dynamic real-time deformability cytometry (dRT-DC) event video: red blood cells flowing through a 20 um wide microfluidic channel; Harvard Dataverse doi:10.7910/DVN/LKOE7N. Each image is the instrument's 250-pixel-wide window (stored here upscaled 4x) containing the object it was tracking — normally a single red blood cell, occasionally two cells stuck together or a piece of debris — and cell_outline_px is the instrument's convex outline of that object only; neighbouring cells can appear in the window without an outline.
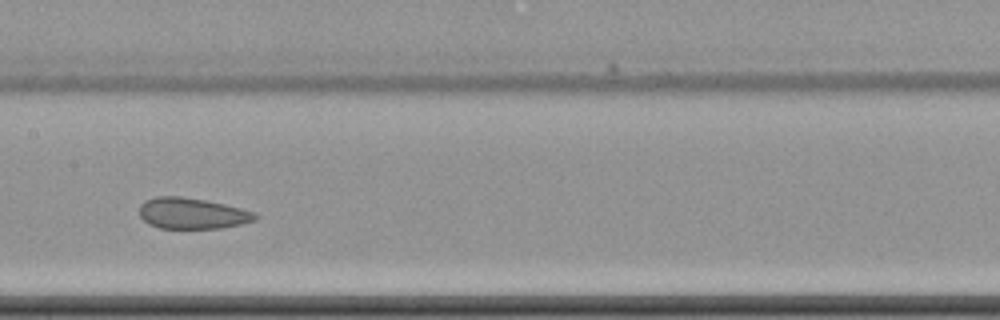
{"species": "common noctule bat (a hibernating species)", "species_latin": "Nyctalus noctula", "temperature_condition": "cold", "stored_images_in_passage": 14, "camera_frame_rate_fps": 3000, "um_per_image_px": 0.085, "animal": {"sex": "female", "body_mass_g": 22.7, "forearm_length_mm": 54.2}, "frame": {"image": 1, "passage_image": 7, "time_ms": 8.0, "image_size_px": [1000, 320], "cell_outline_px": [[260, 216], [256, 220], [240, 224], [220, 228], [160, 228], [148, 224], [140, 216], [140, 204], [144, 200], [156, 196], [180, 196], [204, 200], [224, 204], [256, 212]], "centroid_in_image_um": [16.33, 18.13], "position_along_channel_um": 191.1, "area_um2": 20.98}}
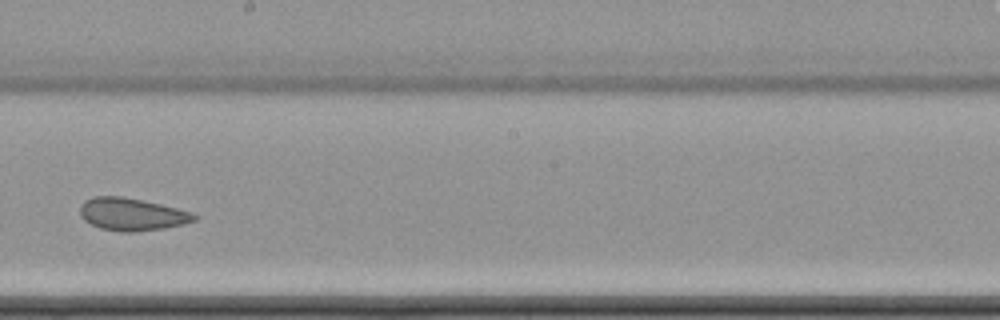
{"frame": {"image": 2, "passage_image": 8, "time_ms": 9.333, "image_size_px": [1000, 320], "cell_outline_px": [[200, 216], [196, 220], [184, 224], [164, 228], [136, 232], [120, 232], [100, 228], [84, 220], [80, 216], [80, 204], [84, 200], [92, 196], [124, 196], [160, 204], [192, 212]], "centroid_in_image_um": [11.2, 18.21], "position_along_channel_um": 237.0, "area_um2": 21.91}}
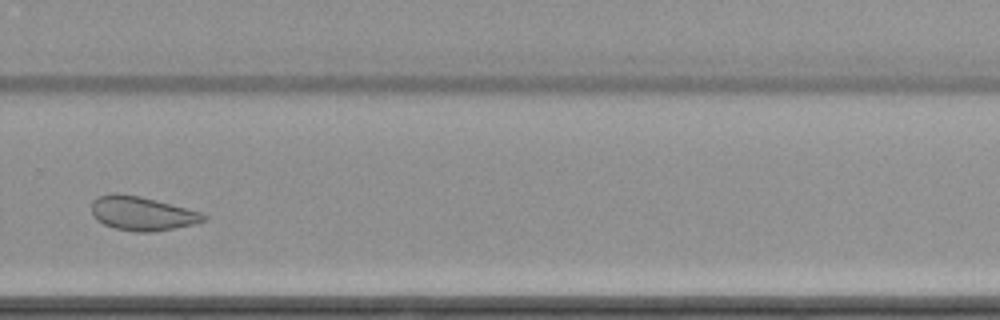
{"frame": {"image": 3, "passage_image": 10, "time_ms": 11.667, "image_size_px": [1000, 320], "cell_outline_px": [[208, 220], [196, 224], [152, 232], [136, 232], [116, 228], [104, 224], [96, 220], [92, 212], [92, 200], [96, 196], [108, 192], [116, 192], [140, 196], [156, 200], [200, 212], [208, 216]], "centroid_in_image_um": [12.06, 18.13], "position_along_channel_um": 317.7, "area_um2": 22.43}, "authors_computed_cell_mechanics": {"area_um2": 23.0333, "velocity_mm_per_s": 3.4498, "shape_relaxation_time_tau1_ms": null, "shape_relaxation_time_tau2_ms": 1.762, "deformation_change_tau1": null, "deformation_change_tau2": 0.0867}}